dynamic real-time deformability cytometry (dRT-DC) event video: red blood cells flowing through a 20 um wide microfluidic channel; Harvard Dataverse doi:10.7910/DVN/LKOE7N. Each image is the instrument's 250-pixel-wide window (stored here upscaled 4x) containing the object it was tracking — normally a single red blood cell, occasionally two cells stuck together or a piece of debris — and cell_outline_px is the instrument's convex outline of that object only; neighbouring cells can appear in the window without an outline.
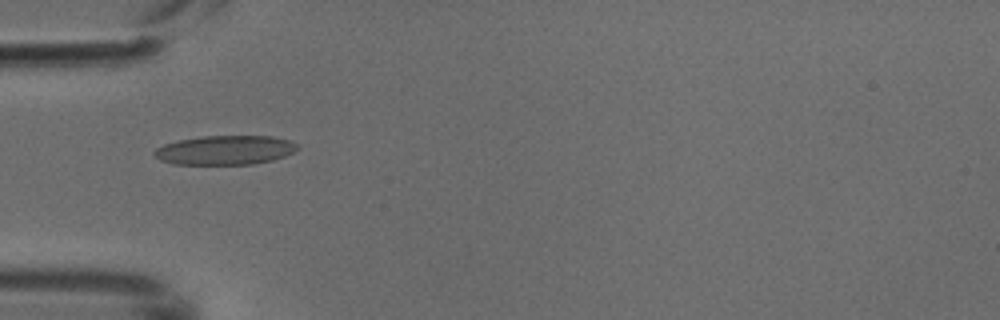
{"species": "common noctule bat (a hibernating species)", "species_latin": "Nyctalus noctula", "temperature_condition": "cold", "stored_images_in_passage": 4, "camera_frame_rate_fps": 3000, "um_per_image_px": 0.085, "animal": {"sex": "male", "body_mass_g": 18.8}, "frame": {"image": 1, "passage_image": 3, "time_ms": 0.667, "image_size_px": [1000, 320], "cell_outline_px": [[300, 148], [284, 156], [272, 160], [252, 164], [172, 164], [160, 160], [152, 152], [156, 148], [164, 144], [180, 140], [204, 136], [272, 136], [288, 140], [300, 144]], "centroid_in_image_um": [19.15, 12.76], "position_along_channel_um": 65.9, "area_um2": 24.33}}
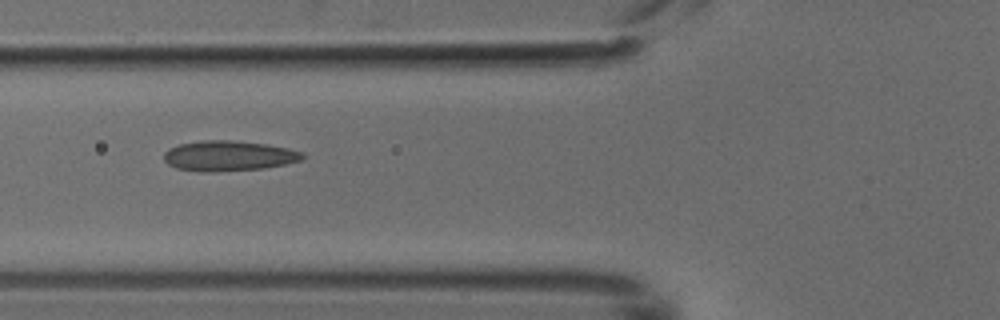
{"frame": {"image": 2, "passage_image": 4, "time_ms": 1.0, "image_size_px": [1000, 320], "cell_outline_px": [[304, 156], [300, 160], [284, 164], [264, 168], [212, 172], [200, 172], [176, 168], [168, 164], [164, 160], [164, 152], [168, 148], [180, 144], [204, 140], [232, 140], [264, 144], [288, 148], [300, 152]], "centroid_in_image_um": [19.37, 13.25], "position_along_channel_um": 106.4, "area_um2": 24.28}}